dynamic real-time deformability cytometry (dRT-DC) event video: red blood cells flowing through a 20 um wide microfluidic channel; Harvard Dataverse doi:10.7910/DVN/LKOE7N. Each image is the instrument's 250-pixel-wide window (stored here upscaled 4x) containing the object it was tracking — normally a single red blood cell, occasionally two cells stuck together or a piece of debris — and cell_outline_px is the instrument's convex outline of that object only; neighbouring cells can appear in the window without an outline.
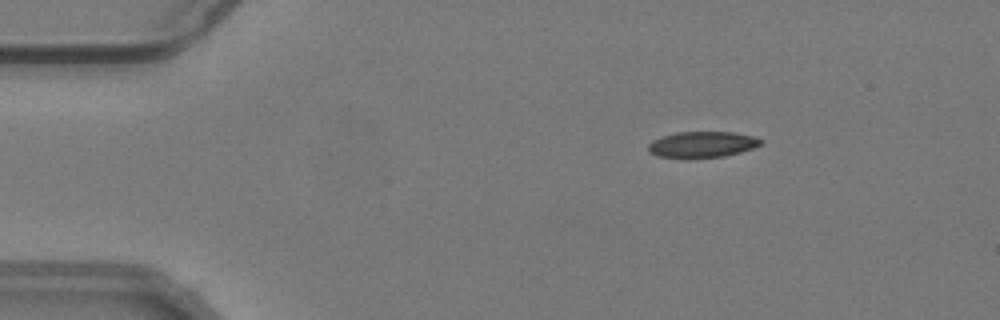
{"species": "common noctule bat (a hibernating species)", "species_latin": "Nyctalus noctula", "temperature_condition": "warm", "stored_images_in_passage": 55, "camera_frame_rate_fps": 3000, "um_per_image_px": 0.085, "animal": {"sex": "male", "body_mass_g": 19.2, "forearm_length_mm": 51.8}, "frame": {"image": 1, "passage_image": 9, "time_ms": 2.667, "image_size_px": [1000, 320], "cell_outline_px": [[764, 140], [760, 144], [752, 148], [740, 152], [724, 156], [656, 156], [648, 152], [648, 144], [652, 140], [660, 136], [676, 132], [732, 132], [752, 136]], "centroid_in_image_um": [59.66, 12.24], "position_along_channel_um": 25.3, "area_um2": 16.59}}
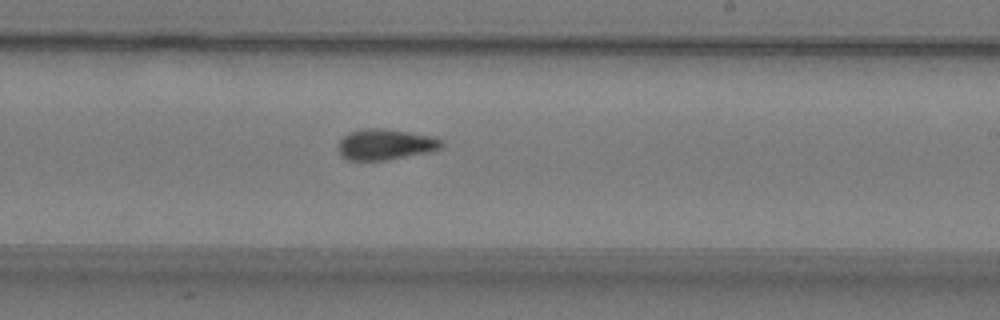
{"frame": {"image": 2, "passage_image": 33, "time_ms": 10.667, "image_size_px": [1000, 320], "cell_outline_px": [[444, 144], [440, 148], [432, 152], [384, 160], [348, 160], [340, 156], [336, 144], [348, 132], [364, 128], [384, 128], [432, 136], [444, 140]], "centroid_in_image_um": [32.74, 12.27], "position_along_channel_um": 256.3, "area_um2": 18.84}}
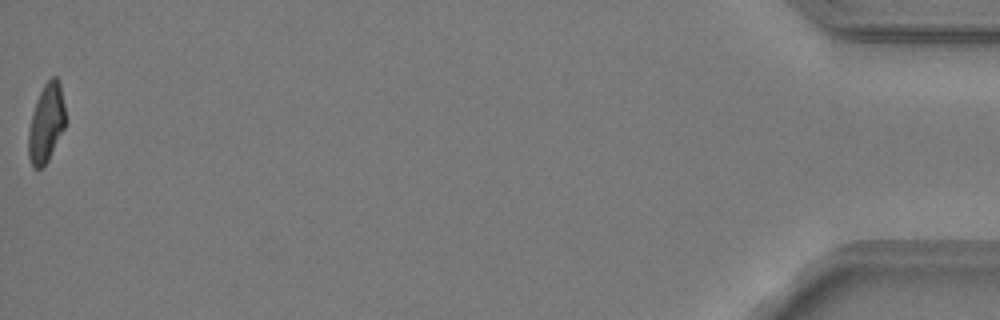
{"frame": {"image": 3, "passage_image": 55, "time_ms": 18.0, "image_size_px": [1000, 320], "cell_outline_px": [[64, 128], [44, 168], [32, 168], [28, 156], [28, 132], [32, 112], [36, 100], [44, 84], [52, 76], [56, 76], [60, 80], [64, 104]], "centroid_in_image_um": [3.91, 10.47], "position_along_channel_um": 431.3, "area_um2": 16.99}, "authors_computed_cell_mechanics": {"area_um2": 17.918, "velocity_mm_per_s": 3.7887, "shape_relaxation_time_tau1_ms": 10.7025, "shape_relaxation_time_tau2_ms": 2.6744, "deformation_change_tau1": 0.2294, "deformation_change_tau2": 0.0827}}